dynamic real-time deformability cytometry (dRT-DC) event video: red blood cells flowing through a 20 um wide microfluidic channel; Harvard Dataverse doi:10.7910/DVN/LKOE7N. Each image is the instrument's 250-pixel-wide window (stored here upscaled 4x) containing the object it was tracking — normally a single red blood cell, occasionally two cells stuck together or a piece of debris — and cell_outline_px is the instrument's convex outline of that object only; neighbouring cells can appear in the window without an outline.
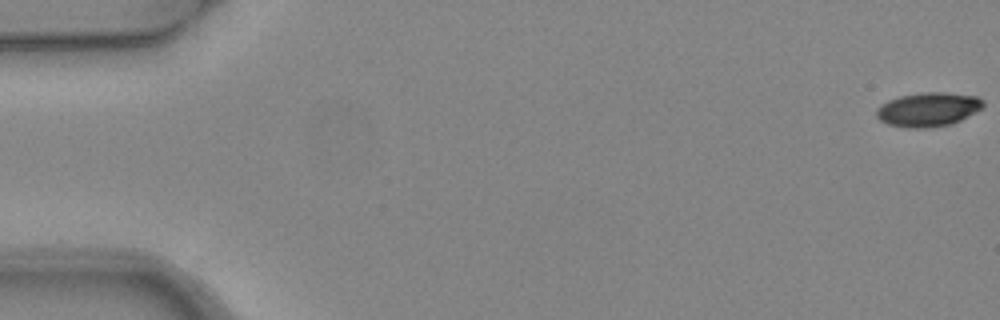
{"species": "common noctule bat (a hibernating species)", "species_latin": "Nyctalus noctula", "temperature_condition": "warm", "stored_images_in_passage": 6, "camera_frame_rate_fps": 3000, "um_per_image_px": 0.085, "animal": {"sex": "female", "body_mass_g": 24.6, "forearm_length_mm": 56.2}, "frame": {"image": 1, "passage_image": 1, "time_ms": 0.0, "image_size_px": [1000, 320], "cell_outline_px": [[984, 108], [952, 124], [928, 128], [908, 128], [888, 124], [880, 120], [876, 116], [876, 108], [880, 104], [888, 100], [900, 96], [924, 92], [944, 92], [976, 96], [984, 100]], "centroid_in_image_um": [78.9, 9.3], "position_along_channel_um": 6.1, "area_um2": 21.39}}
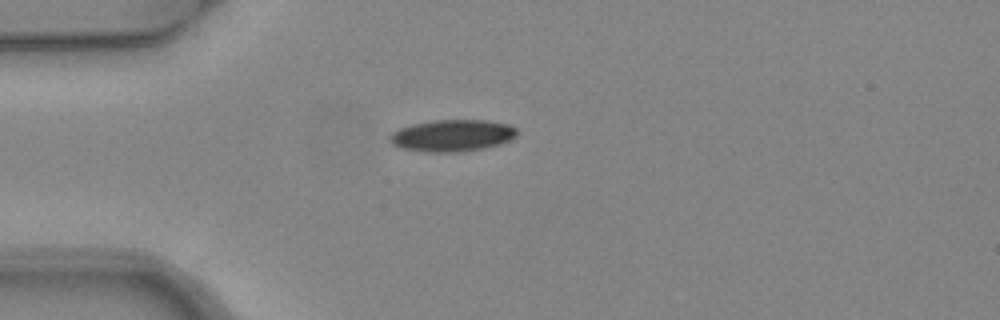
{"frame": {"image": 2, "passage_image": 5, "time_ms": 1.333, "image_size_px": [1000, 320], "cell_outline_px": [[516, 136], [500, 144], [484, 148], [460, 152], [424, 152], [400, 148], [392, 144], [388, 140], [388, 136], [392, 132], [400, 128], [412, 124], [432, 120], [484, 120], [508, 124], [516, 128]], "centroid_in_image_um": [38.39, 11.52], "position_along_channel_um": 46.6, "area_um2": 23.7}}